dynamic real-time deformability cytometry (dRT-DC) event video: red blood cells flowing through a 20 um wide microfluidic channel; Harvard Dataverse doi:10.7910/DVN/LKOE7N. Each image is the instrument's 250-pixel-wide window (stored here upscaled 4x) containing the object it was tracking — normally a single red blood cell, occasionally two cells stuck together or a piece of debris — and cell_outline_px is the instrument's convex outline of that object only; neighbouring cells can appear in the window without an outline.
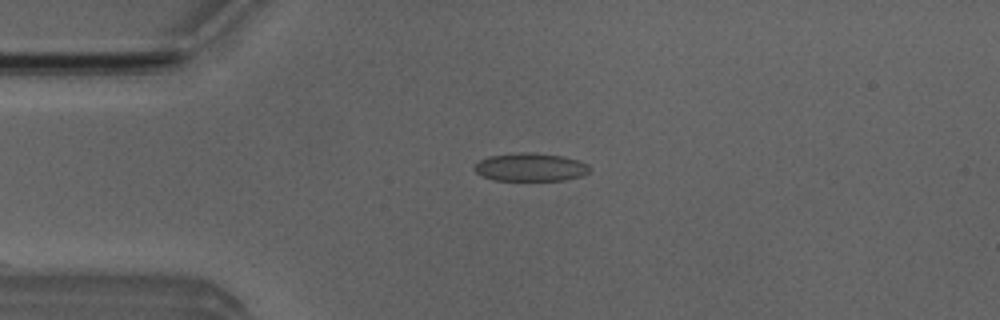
{"species": "Egyptian fruit bat (a non-hibernating species)", "species_latin": "Rousettus aegyptiacus", "temperature_condition": "room temperature", "stored_images_in_passage": 4, "camera_frame_rate_fps": 3000, "um_per_image_px": 0.085, "animal": {"sex": "male"}, "frame": {"image": 1, "passage_image": 3, "time_ms": 0.667, "image_size_px": [1000, 320], "cell_outline_px": [[588, 172], [584, 176], [564, 180], [492, 180], [480, 176], [472, 168], [480, 160], [488, 156], [520, 152], [536, 152], [560, 156], [580, 160], [588, 164]], "centroid_in_image_um": [45.07, 14.21], "position_along_channel_um": 39.9, "area_um2": 19.07}}